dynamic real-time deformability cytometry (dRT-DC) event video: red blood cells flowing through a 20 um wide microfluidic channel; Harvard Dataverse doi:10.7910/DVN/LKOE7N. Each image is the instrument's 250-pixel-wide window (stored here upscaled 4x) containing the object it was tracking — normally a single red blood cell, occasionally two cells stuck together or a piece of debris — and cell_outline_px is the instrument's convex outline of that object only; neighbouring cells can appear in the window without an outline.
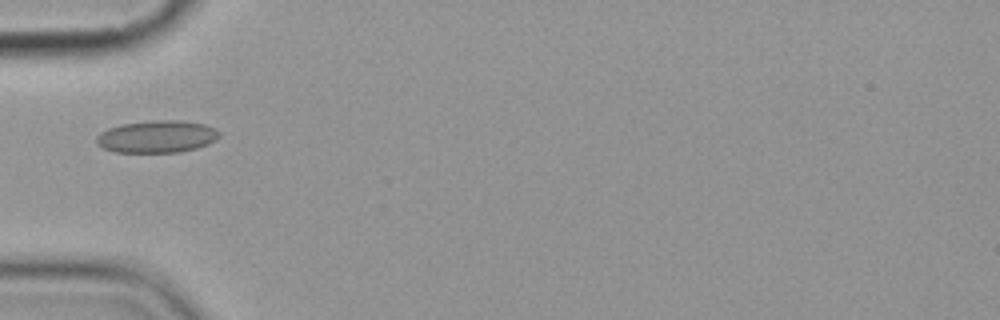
{"species": "common noctule bat (a hibernating species)", "species_latin": "Nyctalus noctula", "temperature_condition": "cold", "stored_images_in_passage": 3, "camera_frame_rate_fps": 3000, "um_per_image_px": 0.085, "animal": {"sex": "female", "body_mass_g": 19.9}, "frame": {"image": 1, "passage_image": 1, "time_ms": 0.0, "image_size_px": [1000, 320], "cell_outline_px": [[220, 136], [216, 140], [208, 144], [196, 148], [180, 152], [116, 152], [104, 148], [96, 144], [96, 136], [100, 132], [108, 128], [120, 124], [152, 120], [180, 120], [204, 124], [216, 128], [220, 132]], "centroid_in_image_um": [13.34, 11.6], "position_along_channel_um": 71.7, "area_um2": 23.29}}
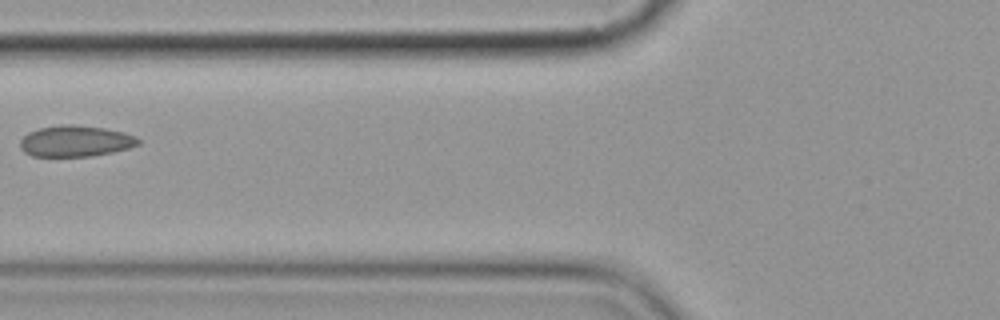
{"frame": {"image": 2, "passage_image": 2, "time_ms": 1.333, "image_size_px": [1000, 320], "cell_outline_px": [[140, 144], [128, 148], [112, 152], [92, 156], [32, 156], [24, 152], [20, 148], [20, 140], [28, 132], [40, 128], [60, 124], [72, 124], [104, 128], [124, 132], [136, 136], [140, 140]], "centroid_in_image_um": [6.42, 11.99], "position_along_channel_um": 119.4, "area_um2": 21.5}}
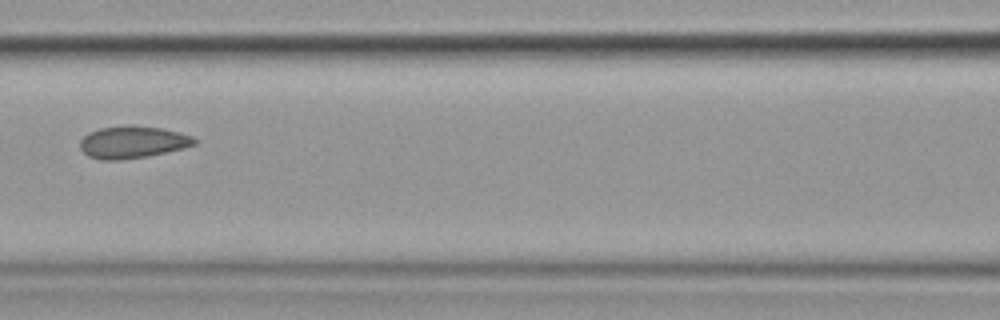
{"frame": {"image": 3, "passage_image": 3, "time_ms": 2.333, "image_size_px": [1000, 320], "cell_outline_px": [[196, 144], [184, 148], [148, 156], [116, 160], [100, 160], [88, 156], [80, 148], [80, 140], [88, 132], [100, 128], [160, 128], [180, 132], [192, 136], [196, 140]], "centroid_in_image_um": [11.27, 12.13], "position_along_channel_um": 155.3, "area_um2": 20.69}}